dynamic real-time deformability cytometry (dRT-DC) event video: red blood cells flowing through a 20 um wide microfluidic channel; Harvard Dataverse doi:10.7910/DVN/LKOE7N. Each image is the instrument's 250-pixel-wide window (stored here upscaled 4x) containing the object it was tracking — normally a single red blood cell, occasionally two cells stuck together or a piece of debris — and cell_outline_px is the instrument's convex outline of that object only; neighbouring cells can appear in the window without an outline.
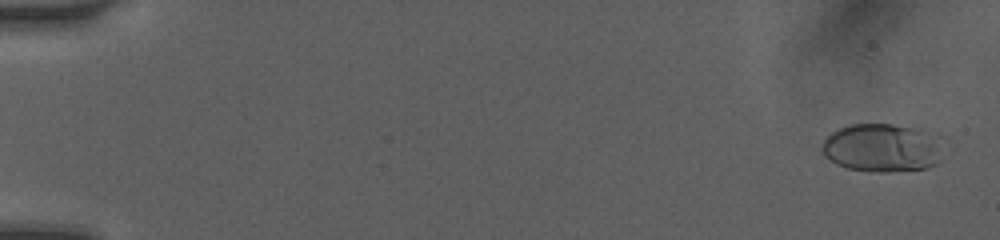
{"species": "human", "species_latin": "Homo sapiens", "temperature_condition": "room temperature", "stored_images_in_passage": 34, "camera_frame_rate_fps": 3000, "um_per_image_px": 0.085, "donor": {"sex": "female"}, "frame": {"image": 1, "passage_image": 1, "time_ms": 0.0, "image_size_px": [1000, 240], "cell_outline_px": [[944, 136], [940, 160], [936, 164], [928, 168], [888, 172], [872, 172], [848, 168], [836, 164], [824, 156], [820, 148], [820, 144], [832, 132], [848, 124], [892, 124], [924, 128], [940, 132]], "centroid_in_image_um": [75.08, 12.54], "position_along_channel_um": 9.9, "area_um2": 35.49}}
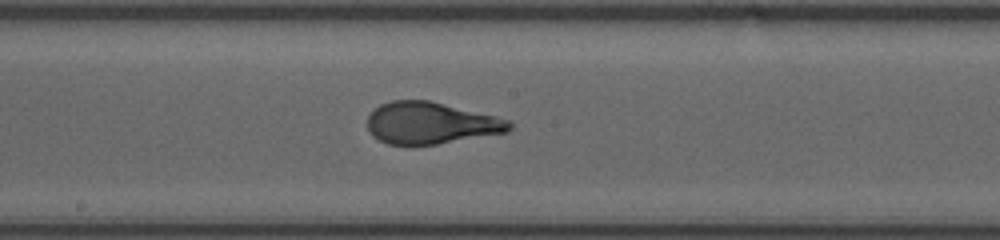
{"frame": {"image": 2, "passage_image": 20, "time_ms": 9.0, "image_size_px": [1000, 240], "cell_outline_px": [[512, 128], [508, 132], [436, 144], [388, 144], [372, 136], [368, 128], [368, 116], [380, 104], [392, 100], [428, 100], [496, 116], [508, 120], [512, 124]], "centroid_in_image_um": [36.61, 10.45], "position_along_channel_um": 211.6, "area_um2": 34.28}}
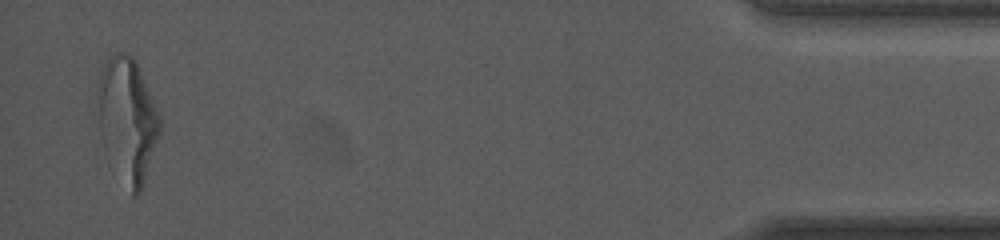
{"frame": {"image": 3, "passage_image": 34, "time_ms": 16.0, "image_size_px": [1000, 240], "cell_outline_px": [[160, 132], [144, 184], [140, 192], [136, 196], [132, 196], [92, 124], [96, 88], [100, 72], [104, 64], [112, 56], [120, 52], [128, 52], [136, 60], [160, 116]], "centroid_in_image_um": [10.75, 10.12], "position_along_channel_um": 424.4, "area_um2": 45.78}, "authors_computed_cell_mechanics": {"area_um2": 34.6222, "velocity_mm_per_s": 4.1079, "shape_relaxation_time_tau1_ms": 4.7481, "shape_relaxation_time_tau2_ms": null, "deformation_change_tau1": 0.1883, "deformation_change_tau2": null}}